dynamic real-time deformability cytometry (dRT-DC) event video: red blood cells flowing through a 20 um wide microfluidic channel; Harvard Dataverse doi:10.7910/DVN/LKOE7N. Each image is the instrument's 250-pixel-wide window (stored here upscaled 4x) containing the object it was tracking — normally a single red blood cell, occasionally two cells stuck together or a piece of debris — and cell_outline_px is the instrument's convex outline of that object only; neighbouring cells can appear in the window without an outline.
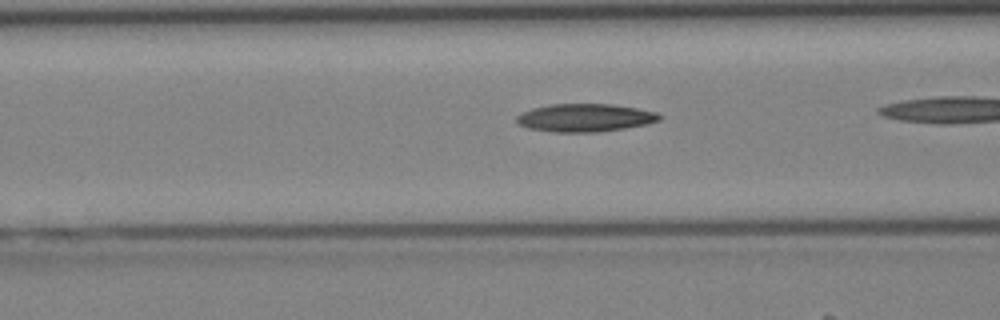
{"species": "Egyptian fruit bat (a non-hibernating species)", "species_latin": "Rousettus aegyptiacus", "temperature_condition": "cold", "stored_images_in_passage": 5, "camera_frame_rate_fps": 3000, "um_per_image_px": 0.085, "animal": {"sex": "female"}, "frame": {"image": 1, "passage_image": 4, "time_ms": 1.0, "image_size_px": [1000, 320], "cell_outline_px": [[660, 120], [648, 124], [624, 128], [596, 132], [556, 132], [528, 128], [520, 124], [516, 120], [516, 116], [532, 108], [548, 104], [612, 104], [636, 108], [656, 112], [660, 116]], "centroid_in_image_um": [49.72, 10.0], "position_along_channel_um": 116.9, "area_um2": 23.12}}